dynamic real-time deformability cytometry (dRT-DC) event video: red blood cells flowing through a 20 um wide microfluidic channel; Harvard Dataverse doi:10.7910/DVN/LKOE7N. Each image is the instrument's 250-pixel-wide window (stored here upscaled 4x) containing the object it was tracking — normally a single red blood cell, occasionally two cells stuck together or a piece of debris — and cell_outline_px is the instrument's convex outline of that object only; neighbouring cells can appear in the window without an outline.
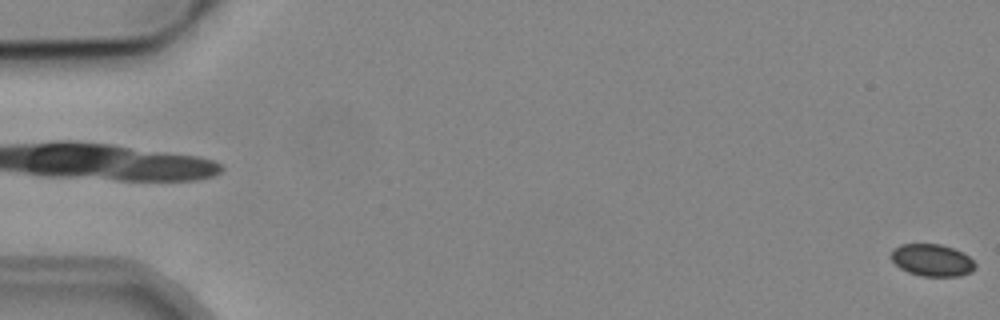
{"species": "common noctule bat (a hibernating species)", "species_latin": "Nyctalus noctula", "temperature_condition": "cold", "stored_images_in_passage": 5, "camera_frame_rate_fps": 3000, "um_per_image_px": 0.085, "animal": {"sex": "male", "body_mass_g": 19.2, "forearm_length_mm": 51.8}, "frame": {"image": 1, "passage_image": 5, "time_ms": 5.667, "image_size_px": [1000, 320], "cell_outline_px": [[976, 268], [972, 272], [960, 276], [920, 276], [908, 272], [900, 268], [892, 260], [892, 248], [900, 244], [940, 244], [952, 248], [968, 256], [976, 264]], "centroid_in_image_um": [79.23, 22.12], "position_along_channel_um": 5.8, "area_um2": 15.72}}